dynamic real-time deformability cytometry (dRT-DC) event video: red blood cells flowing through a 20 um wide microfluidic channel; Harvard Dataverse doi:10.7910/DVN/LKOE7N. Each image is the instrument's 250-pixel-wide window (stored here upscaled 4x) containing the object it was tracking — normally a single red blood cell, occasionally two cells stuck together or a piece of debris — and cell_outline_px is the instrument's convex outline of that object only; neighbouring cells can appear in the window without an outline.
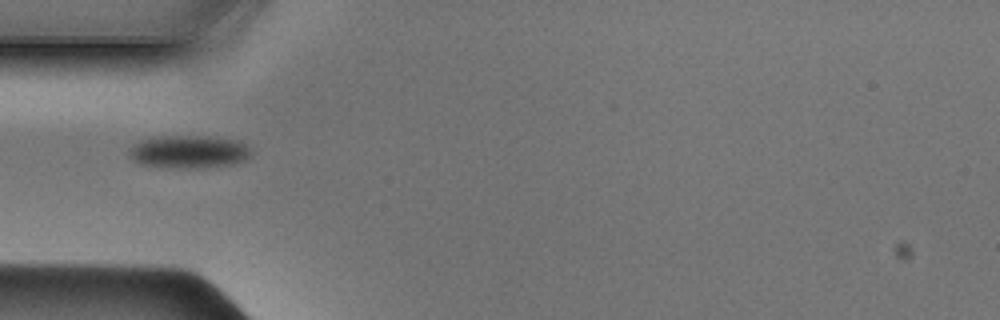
{"species": "Egyptian fruit bat (a non-hibernating species)", "species_latin": "Rousettus aegyptiacus", "temperature_condition": "cold", "stored_images_in_passage": 34, "camera_frame_rate_fps": 3000, "um_per_image_px": 0.085, "animal": {"sex": "male"}, "frame": {"image": 1, "passage_image": 1, "time_ms": 0.0, "image_size_px": [1000, 320], "cell_outline_px": [[252, 152], [244, 160], [236, 164], [200, 168], [176, 168], [140, 164], [132, 160], [128, 156], [128, 152], [140, 140], [152, 136], [204, 136], [240, 140], [252, 148]], "centroid_in_image_um": [16.07, 12.9], "position_along_channel_um": 68.9, "area_um2": 23.7}}
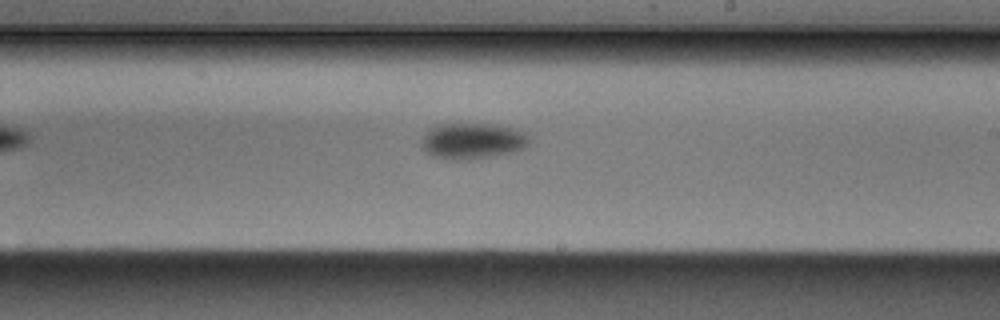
{"frame": {"image": 2, "passage_image": 14, "time_ms": 4.333, "image_size_px": [1000, 320], "cell_outline_px": [[528, 144], [524, 148], [508, 152], [488, 156], [464, 160], [452, 160], [436, 156], [428, 152], [420, 144], [428, 128], [436, 124], [496, 124], [512, 128], [524, 132], [528, 136]], "centroid_in_image_um": [40.13, 11.95], "position_along_channel_um": 248.9, "area_um2": 22.2}}
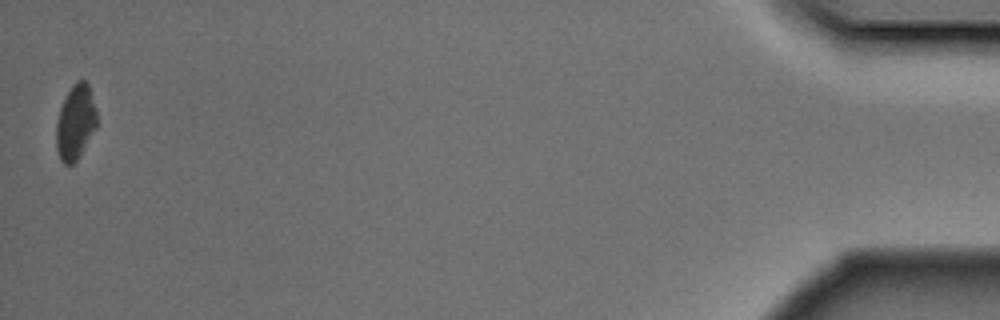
{"frame": {"image": 3, "passage_image": 34, "time_ms": 11.0, "image_size_px": [1000, 320], "cell_outline_px": [[96, 128], [80, 156], [68, 168], [60, 160], [56, 148], [56, 124], [60, 108], [72, 84], [76, 80], [84, 80], [88, 84], [96, 108]], "centroid_in_image_um": [6.41, 10.43], "position_along_channel_um": 428.8, "area_um2": 17.8}}